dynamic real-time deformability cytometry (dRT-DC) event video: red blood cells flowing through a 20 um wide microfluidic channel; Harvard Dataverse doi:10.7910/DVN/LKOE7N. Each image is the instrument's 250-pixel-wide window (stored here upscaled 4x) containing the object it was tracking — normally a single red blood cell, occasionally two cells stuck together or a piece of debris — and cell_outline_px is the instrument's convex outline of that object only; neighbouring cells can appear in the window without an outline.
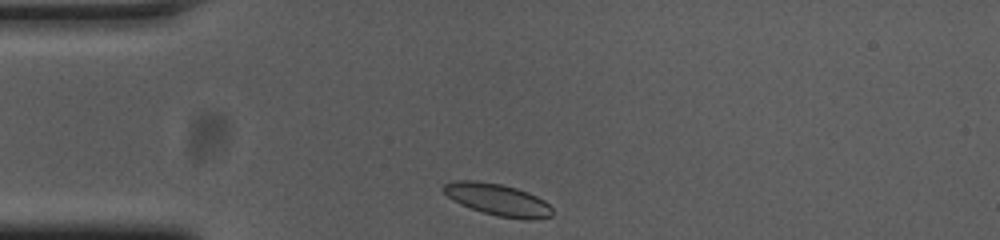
{"species": "common noctule bat (a hibernating species)", "species_latin": "Nyctalus noctula", "temperature_condition": "cold", "stored_images_in_passage": 32, "camera_frame_rate_fps": 3000, "um_per_image_px": 0.085, "animal": {"sex": "female", "body_mass_g": 23.0, "forearm_length_mm": 53.4}, "frame": {"image": 1, "passage_image": 1, "time_ms": 0.0, "image_size_px": [1000, 240], "cell_outline_px": [[552, 216], [532, 220], [524, 220], [500, 216], [484, 212], [460, 204], [448, 196], [440, 188], [444, 184], [452, 180], [476, 180], [500, 184], [516, 188], [528, 192], [544, 200], [552, 208]], "centroid_in_image_um": [42.3, 16.96], "position_along_channel_um": 42.7, "area_um2": 20.17}}
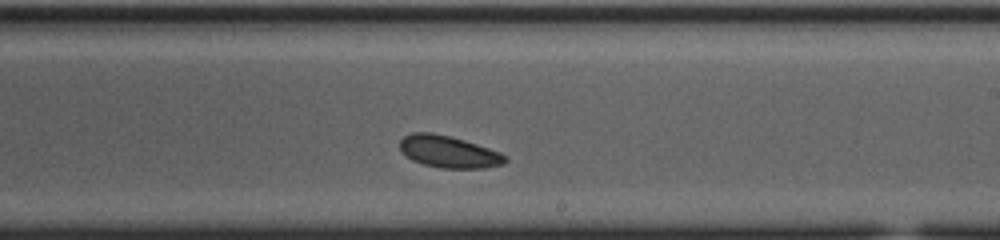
{"frame": {"image": 2, "passage_image": 20, "time_ms": 6.333, "image_size_px": [1000, 240], "cell_outline_px": [[508, 160], [504, 164], [484, 168], [440, 168], [424, 164], [412, 160], [400, 148], [400, 140], [404, 136], [412, 132], [432, 132], [464, 140], [500, 152], [508, 156]], "centroid_in_image_um": [38.17, 12.9], "position_along_channel_um": 250.8, "area_um2": 19.54}}
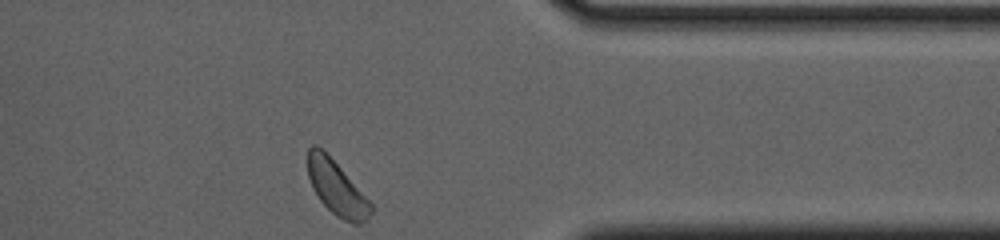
{"frame": {"image": 3, "passage_image": 32, "time_ms": 10.333, "image_size_px": [1000, 240], "cell_outline_px": [[372, 212], [360, 224], [352, 224], [336, 216], [320, 200], [312, 188], [308, 176], [308, 148], [312, 144], [316, 144], [340, 168], [372, 204]], "centroid_in_image_um": [28.59, 16.0], "position_along_channel_um": 382.8, "area_um2": 19.36}, "authors_computed_cell_mechanics": {"area_um2": 19.5942, "velocity_mm_per_s": 3.6416, "shape_relaxation_time_tau1_ms": 1.8004, "shape_relaxation_time_tau2_ms": null, "deformation_change_tau1": 0.0517, "deformation_change_tau2": null}}